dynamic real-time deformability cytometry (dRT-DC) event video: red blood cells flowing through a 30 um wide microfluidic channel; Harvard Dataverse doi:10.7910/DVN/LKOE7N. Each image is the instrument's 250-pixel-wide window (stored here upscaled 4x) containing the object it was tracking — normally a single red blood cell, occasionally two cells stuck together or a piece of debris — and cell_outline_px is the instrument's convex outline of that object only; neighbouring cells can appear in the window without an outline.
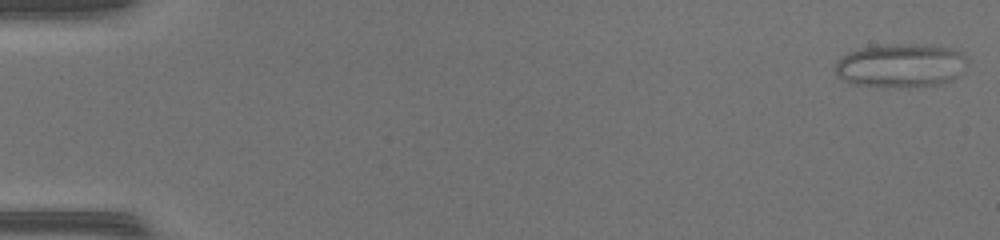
{"species": "common noctule bat (a hibernating species)", "species_latin": "Nyctalus noctula", "temperature_condition": "warm", "stored_images_in_passage": 48, "camera_frame_rate_fps": 3000, "um_per_image_px": 0.085, "animal": {"sex": "female", "body_mass_g": 17.0, "forearm_length_mm": 48.0}, "frame": {"image": 1, "passage_image": 1, "time_ms": 0.0, "image_size_px": [1000, 240], "cell_outline_px": [[968, 60], [964, 72], [952, 80], [940, 84], [908, 88], [900, 88], [852, 84], [836, 76], [836, 60], [848, 52], [860, 48], [880, 44], [932, 44], [952, 48], [964, 52]], "centroid_in_image_um": [76.61, 5.56], "position_along_channel_um": 8.4, "area_um2": 34.68}}
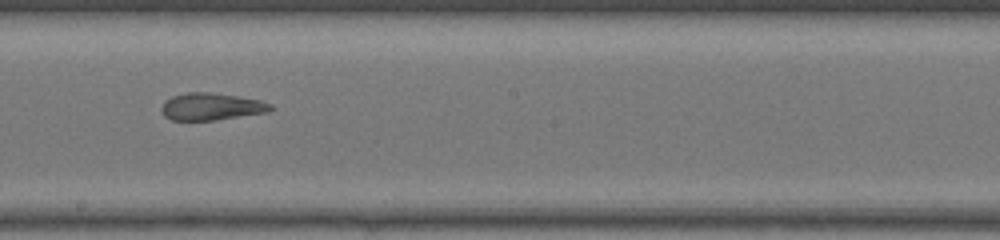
{"frame": {"image": 2, "passage_image": 28, "time_ms": 9.0, "image_size_px": [1000, 240], "cell_outline_px": [[276, 108], [268, 112], [216, 120], [172, 120], [164, 116], [160, 112], [160, 108], [164, 100], [172, 96], [188, 92], [212, 92], [260, 100], [272, 104]], "centroid_in_image_um": [17.95, 9.06], "position_along_channel_um": 230.2, "area_um2": 17.51}}
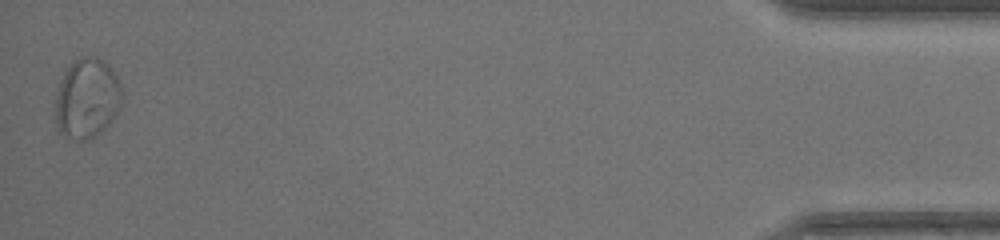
{"frame": {"image": 3, "passage_image": 48, "time_ms": 15.667, "image_size_px": [1000, 240], "cell_outline_px": [[124, 100], [120, 108], [108, 124], [96, 136], [84, 140], [76, 140], [60, 132], [56, 120], [56, 96], [60, 80], [68, 68], [76, 60], [84, 56], [96, 56], [104, 60], [112, 68], [116, 76]], "centroid_in_image_um": [7.42, 8.35], "position_along_channel_um": 427.8, "area_um2": 30.81}, "authors_computed_cell_mechanics": {"area_um2": 23.5535, "velocity_mm_per_s": 4.3122, "shape_relaxation_time_tau1_ms": null, "shape_relaxation_time_tau2_ms": 1.1913, "deformation_change_tau1": null, "deformation_change_tau2": 0.0889}}